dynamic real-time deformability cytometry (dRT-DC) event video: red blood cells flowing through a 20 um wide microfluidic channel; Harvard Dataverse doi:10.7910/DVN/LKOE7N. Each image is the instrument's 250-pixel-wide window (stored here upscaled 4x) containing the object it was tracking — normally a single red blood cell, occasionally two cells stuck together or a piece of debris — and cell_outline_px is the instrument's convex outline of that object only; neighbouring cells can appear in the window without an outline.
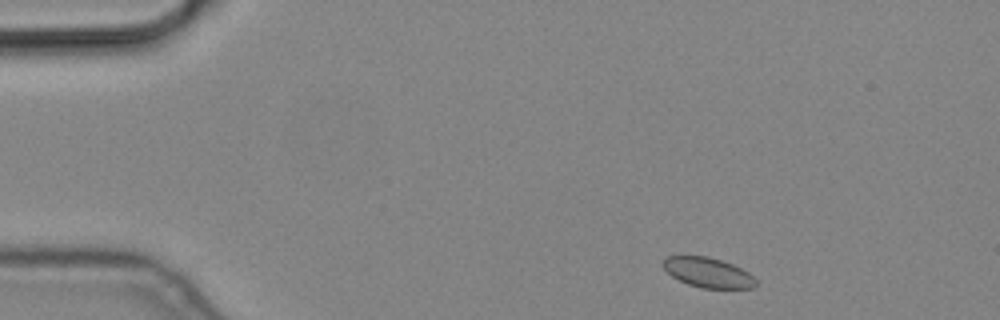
{"species": "common noctule bat (a hibernating species)", "species_latin": "Nyctalus noctula", "temperature_condition": "cold", "stored_images_in_passage": 5, "camera_frame_rate_fps": 3000, "um_per_image_px": 0.085, "animal": {"sex": "male", "body_mass_g": 19.2, "forearm_length_mm": 51.8}, "frame": {"image": 1, "passage_image": 1, "time_ms": 0.0, "image_size_px": [1000, 320], "cell_outline_px": [[756, 284], [752, 288], [700, 288], [688, 284], [672, 276], [664, 268], [664, 260], [668, 256], [708, 256], [732, 264], [748, 272], [756, 280]], "centroid_in_image_um": [60.19, 23.17], "position_along_channel_um": 24.8, "area_um2": 15.9}}
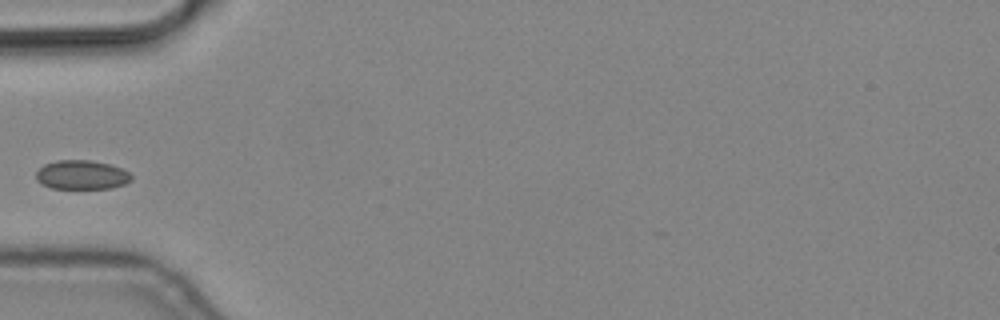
{"frame": {"image": 2, "passage_image": 4, "time_ms": 1.0, "image_size_px": [1000, 320], "cell_outline_px": [[132, 180], [124, 184], [112, 188], [52, 188], [40, 184], [36, 180], [36, 172], [44, 164], [56, 160], [92, 160], [108, 164], [120, 168], [128, 172], [132, 176]], "centroid_in_image_um": [6.92, 14.86], "position_along_channel_um": 78.1, "area_um2": 16.18}}
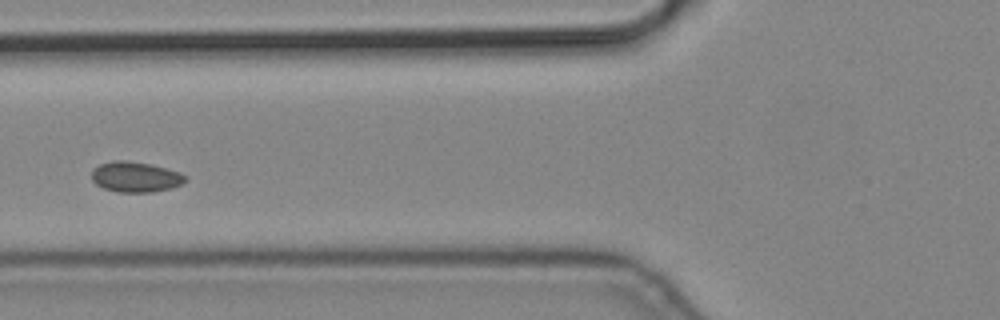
{"frame": {"image": 3, "passage_image": 5, "time_ms": 1.333, "image_size_px": [1000, 320], "cell_outline_px": [[188, 180], [172, 188], [152, 192], [116, 192], [104, 188], [96, 184], [92, 180], [92, 168], [100, 164], [112, 160], [124, 160], [152, 164], [180, 172], [188, 176]], "centroid_in_image_um": [11.53, 15.03], "position_along_channel_um": 114.3, "area_um2": 16.82}}